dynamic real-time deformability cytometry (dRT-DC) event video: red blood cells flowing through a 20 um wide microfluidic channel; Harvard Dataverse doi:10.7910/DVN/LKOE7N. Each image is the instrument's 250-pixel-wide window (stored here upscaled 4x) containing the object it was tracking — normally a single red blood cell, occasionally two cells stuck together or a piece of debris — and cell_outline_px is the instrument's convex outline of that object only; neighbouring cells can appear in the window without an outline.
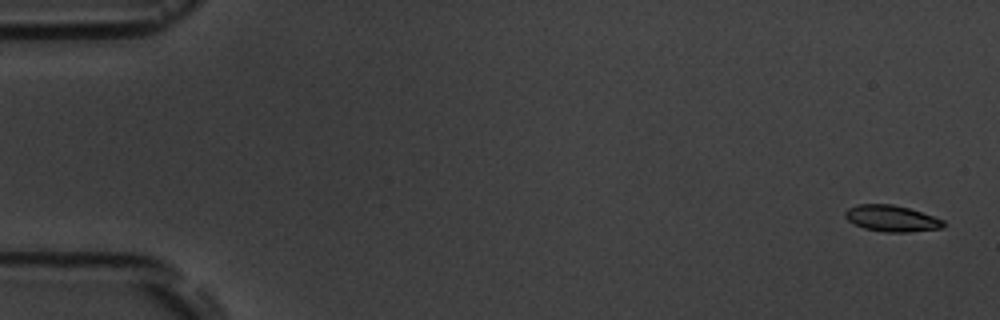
{"species": "common noctule bat (a hibernating species)", "species_latin": "Nyctalus noctula", "temperature_condition": "room temperature", "stored_images_in_passage": 6, "camera_frame_rate_fps": 3000, "um_per_image_px": 0.085, "animal": {"sex": "male", "body_mass_g": 19.5, "forearm_length_mm": 54.6}, "frame": {"image": 1, "passage_image": 1, "time_ms": 0.0, "image_size_px": [1000, 320], "cell_outline_px": [[944, 228], [908, 232], [884, 232], [864, 228], [848, 220], [844, 216], [844, 212], [848, 208], [856, 204], [892, 204], [908, 208], [944, 220]], "centroid_in_image_um": [75.77, 18.56], "position_along_channel_um": 9.2, "area_um2": 14.97}}
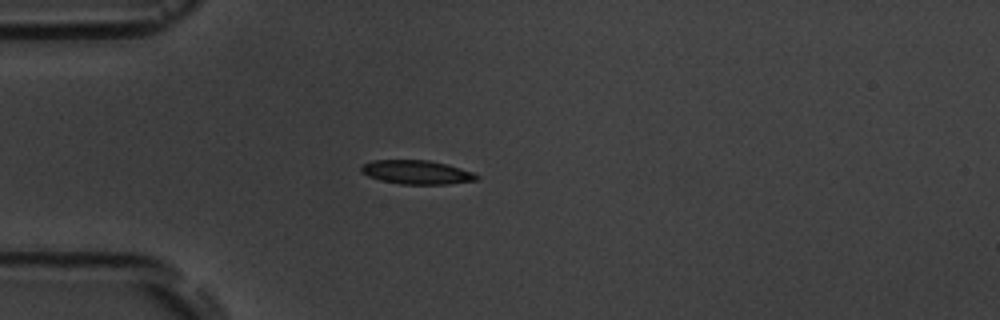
{"frame": {"image": 2, "passage_image": 5, "time_ms": 4.667, "image_size_px": [1000, 320], "cell_outline_px": [[480, 176], [476, 180], [448, 184], [400, 184], [380, 180], [368, 176], [360, 172], [360, 168], [364, 164], [372, 160], [428, 160], [448, 164], [472, 172]], "centroid_in_image_um": [35.4, 14.64], "position_along_channel_um": 49.6, "area_um2": 16.07}}